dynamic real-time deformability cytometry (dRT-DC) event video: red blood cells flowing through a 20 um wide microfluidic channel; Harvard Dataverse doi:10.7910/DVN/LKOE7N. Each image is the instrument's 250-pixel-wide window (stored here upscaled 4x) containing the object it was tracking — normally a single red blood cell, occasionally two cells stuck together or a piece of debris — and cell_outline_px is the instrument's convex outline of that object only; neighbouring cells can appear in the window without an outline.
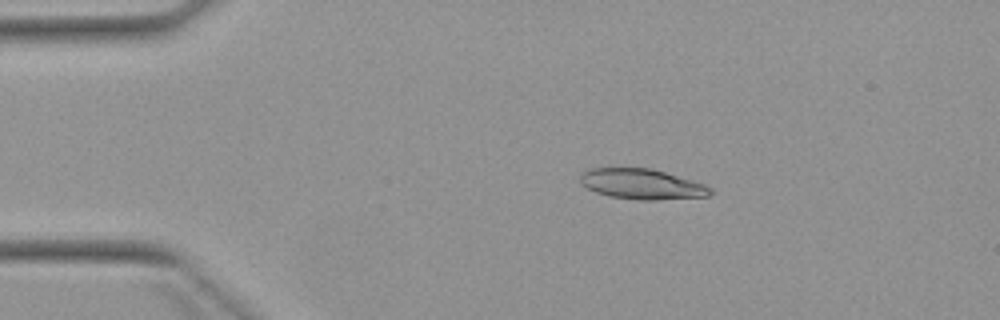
{"species": "Egyptian fruit bat (a non-hibernating species)", "species_latin": "Rousettus aegyptiacus", "temperature_condition": "warm", "stored_images_in_passage": 4, "camera_frame_rate_fps": 3000, "um_per_image_px": 0.085, "animal": {"sex": "female"}, "frame": {"image": 1, "passage_image": 2, "time_ms": 1.0, "image_size_px": [1000, 320], "cell_outline_px": [[712, 196], [656, 200], [640, 200], [608, 196], [596, 192], [580, 184], [580, 172], [588, 168], [648, 168], [664, 172], [692, 180], [704, 184], [712, 188]], "centroid_in_image_um": [54.54, 15.65], "position_along_channel_um": 30.5, "area_um2": 23.12}}
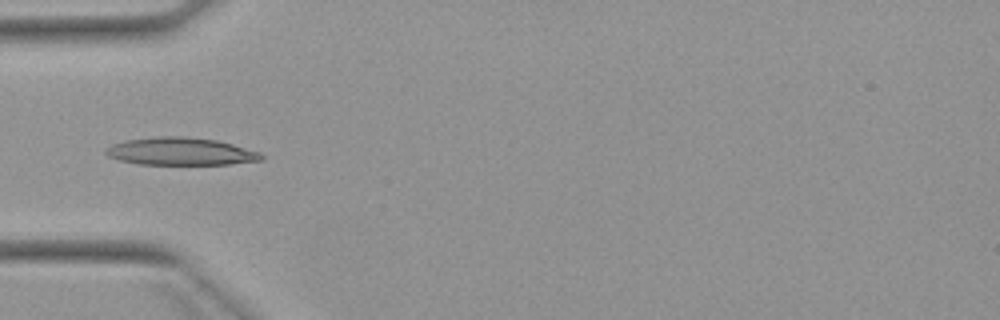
{"frame": {"image": 2, "passage_image": 4, "time_ms": 3.333, "image_size_px": [1000, 320], "cell_outline_px": [[264, 160], [228, 164], [136, 164], [120, 160], [108, 156], [104, 152], [104, 148], [112, 144], [128, 140], [160, 136], [184, 136], [216, 140], [232, 144], [260, 152], [264, 156]], "centroid_in_image_um": [15.35, 12.87], "position_along_channel_um": 69.7, "area_um2": 24.97}}